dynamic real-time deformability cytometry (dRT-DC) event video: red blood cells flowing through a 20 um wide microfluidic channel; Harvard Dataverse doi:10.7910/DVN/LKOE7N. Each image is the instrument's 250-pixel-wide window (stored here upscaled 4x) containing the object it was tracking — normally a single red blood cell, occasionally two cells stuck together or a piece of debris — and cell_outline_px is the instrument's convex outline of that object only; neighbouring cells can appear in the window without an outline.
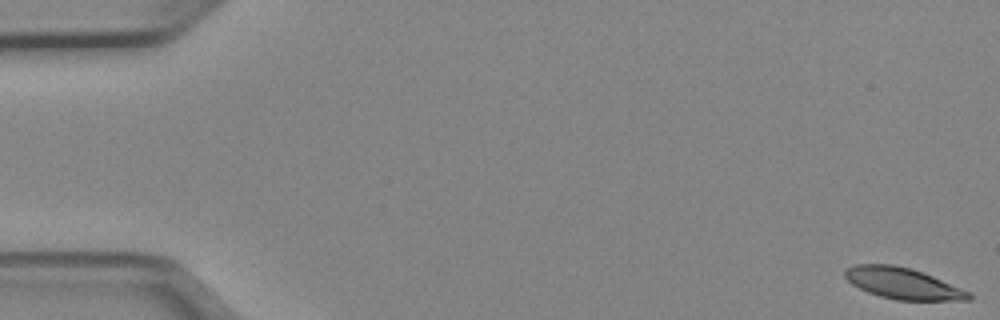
{"species": "Egyptian fruit bat (a non-hibernating species)", "species_latin": "Rousettus aegyptiacus", "temperature_condition": "cold", "stored_images_in_passage": 52, "camera_frame_rate_fps": 3000, "um_per_image_px": 0.085, "animal": {"sex": "female"}, "frame": {"image": 1, "passage_image": 1, "time_ms": 0.0, "image_size_px": [1000, 320], "cell_outline_px": [[972, 300], [896, 300], [880, 296], [868, 292], [852, 284], [844, 276], [844, 272], [848, 268], [856, 264], [892, 264], [912, 268], [972, 292]], "centroid_in_image_um": [76.77, 24.09], "position_along_channel_um": 8.2, "area_um2": 22.48}}
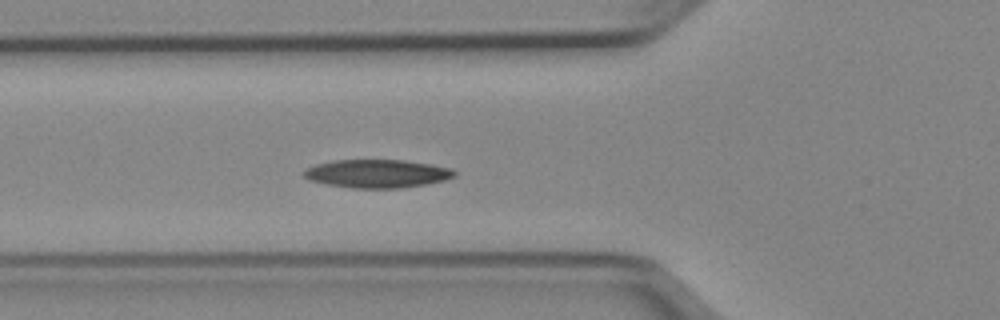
{"frame": {"image": 2, "passage_image": 19, "time_ms": 6.0, "image_size_px": [1000, 320], "cell_outline_px": [[456, 176], [444, 180], [404, 188], [352, 188], [328, 184], [308, 180], [304, 176], [304, 172], [308, 168], [316, 164], [332, 160], [404, 160], [432, 164], [452, 168], [456, 172]], "centroid_in_image_um": [32.08, 14.75], "position_along_channel_um": 93.7, "area_um2": 24.8}}
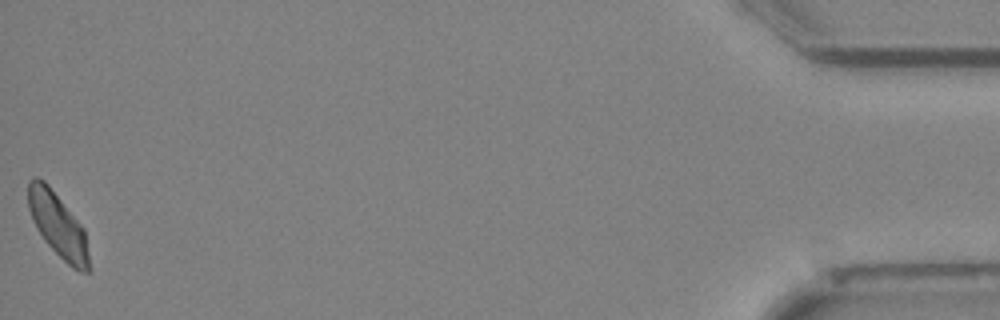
{"frame": {"image": 3, "passage_image": 52, "time_ms": 17.0, "image_size_px": [1000, 320], "cell_outline_px": [[92, 268], [88, 272], [80, 272], [72, 268], [44, 240], [36, 228], [32, 220], [28, 208], [28, 180], [32, 176], [36, 176], [44, 180], [48, 184], [84, 228]], "centroid_in_image_um": [4.93, 19.14], "position_along_channel_um": 430.3, "area_um2": 23.0}, "authors_computed_cell_mechanics": {"area_um2": 23.6691, "velocity_mm_per_s": 3.9186, "shape_relaxation_time_tau1_ms": 3.1218, "shape_relaxation_time_tau2_ms": 7.4357, "deformation_change_tau1": 0.0987, "deformation_change_tau2": 0.1379}}